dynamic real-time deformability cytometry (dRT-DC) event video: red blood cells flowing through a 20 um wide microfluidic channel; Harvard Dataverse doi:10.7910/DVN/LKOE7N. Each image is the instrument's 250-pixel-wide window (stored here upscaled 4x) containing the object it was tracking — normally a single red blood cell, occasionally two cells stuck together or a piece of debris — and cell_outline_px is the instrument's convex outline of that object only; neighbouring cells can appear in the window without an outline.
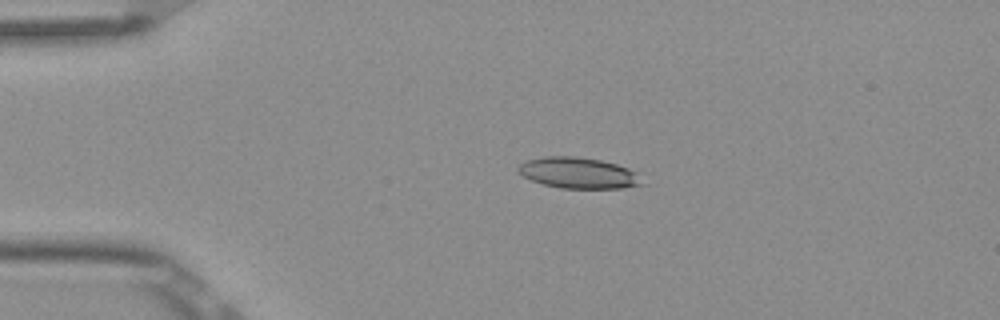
{"species": "Egyptian fruit bat (a non-hibernating species)", "species_latin": "Rousettus aegyptiacus", "temperature_condition": "room temperature", "stored_images_in_passage": 5, "camera_frame_rate_fps": 3000, "um_per_image_px": 0.085, "frame": {"image": 1, "passage_image": 4, "time_ms": 1.0, "image_size_px": [1000, 320], "cell_outline_px": [[648, 184], [624, 188], [560, 188], [544, 184], [532, 180], [524, 176], [516, 168], [520, 164], [528, 160], [544, 156], [576, 156], [600, 160], [616, 164], [640, 172]], "centroid_in_image_um": [49.28, 14.7], "position_along_channel_um": 35.7, "area_um2": 22.66}}